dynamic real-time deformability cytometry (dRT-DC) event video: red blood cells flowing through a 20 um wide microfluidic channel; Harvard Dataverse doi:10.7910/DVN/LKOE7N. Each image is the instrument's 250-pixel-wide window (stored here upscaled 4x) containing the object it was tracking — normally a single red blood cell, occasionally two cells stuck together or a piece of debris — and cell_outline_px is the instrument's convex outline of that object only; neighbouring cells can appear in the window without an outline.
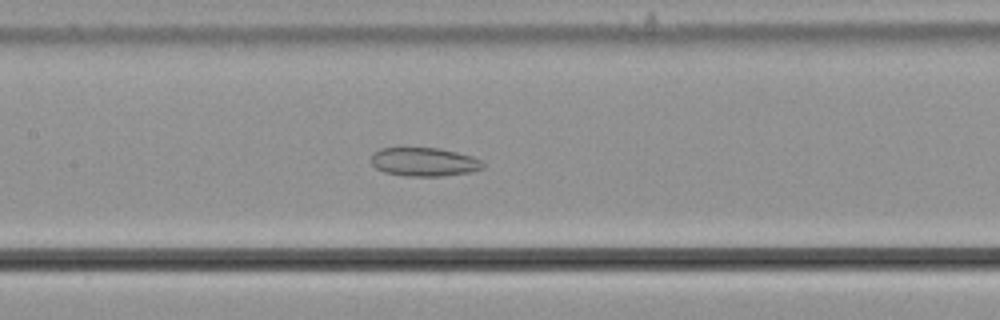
{"species": "common noctule bat (a hibernating species)", "species_latin": "Nyctalus noctula", "temperature_condition": "cold", "stored_images_in_passage": 44, "camera_frame_rate_fps": 3000, "um_per_image_px": 0.085, "animal": {"sex": "male", "body_mass_g": 21.5, "forearm_length_mm": 52.0}, "frame": {"image": 1, "passage_image": 14, "time_ms": 4.333, "image_size_px": [1000, 320], "cell_outline_px": [[484, 168], [468, 172], [440, 176], [404, 176], [384, 172], [376, 168], [372, 164], [372, 152], [380, 148], [440, 148], [472, 156], [480, 160], [484, 164]], "centroid_in_image_um": [36.03, 13.76], "position_along_channel_um": 171.4, "area_um2": 18.61}}
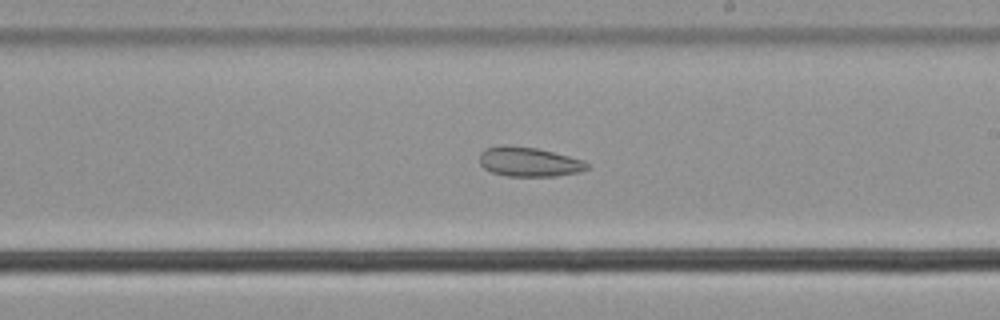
{"frame": {"image": 2, "passage_image": 20, "time_ms": 6.333, "image_size_px": [1000, 320], "cell_outline_px": [[588, 168], [580, 172], [556, 176], [508, 176], [492, 172], [484, 168], [480, 164], [480, 152], [484, 148], [504, 144], [508, 144], [536, 148], [584, 160], [588, 164]], "centroid_in_image_um": [44.93, 13.74], "position_along_channel_um": 244.1, "area_um2": 18.55}}
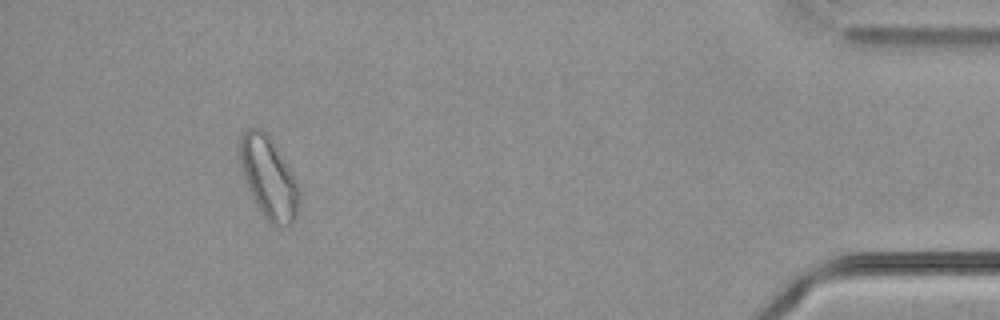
{"frame": {"image": 3, "passage_image": 39, "time_ms": 12.667, "image_size_px": [1000, 320], "cell_outline_px": [[300, 204], [296, 216], [288, 224], [280, 228], [272, 228], [256, 204], [240, 172], [240, 132], [248, 128], [260, 128], [264, 132], [296, 180], [300, 188]], "centroid_in_image_um": [22.82, 15.18], "position_along_channel_um": 412.4, "area_um2": 27.98}}